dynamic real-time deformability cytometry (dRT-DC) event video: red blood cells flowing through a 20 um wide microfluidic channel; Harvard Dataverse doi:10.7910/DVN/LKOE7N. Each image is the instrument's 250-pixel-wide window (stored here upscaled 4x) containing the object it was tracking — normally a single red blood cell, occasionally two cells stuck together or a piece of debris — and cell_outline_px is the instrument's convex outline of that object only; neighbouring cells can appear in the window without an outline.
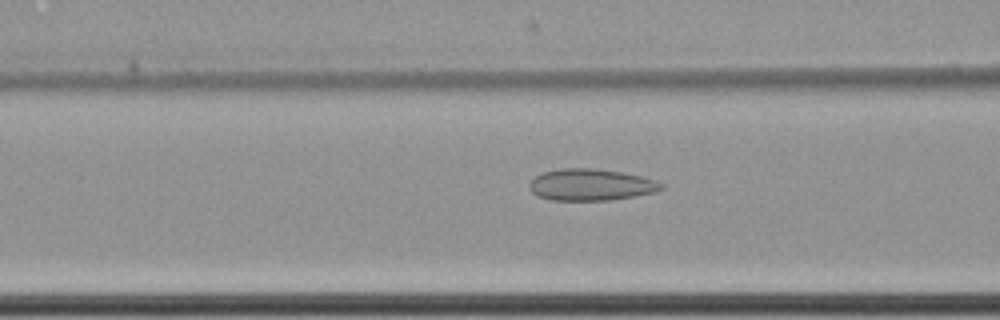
{"species": "common noctule bat (a hibernating species)", "species_latin": "Nyctalus noctula", "temperature_condition": "cold", "stored_images_in_passage": 49, "camera_frame_rate_fps": 3000, "um_per_image_px": 0.085, "animal": {"sex": "female", "body_mass_g": 22.7, "forearm_length_mm": 54.2}, "frame": {"image": 1, "passage_image": 26, "time_ms": 8.333, "image_size_px": [1000, 320], "cell_outline_px": [[664, 188], [656, 192], [612, 200], [552, 200], [536, 196], [528, 188], [528, 184], [536, 176], [544, 172], [560, 168], [592, 168], [620, 172], [640, 176], [656, 180], [664, 184]], "centroid_in_image_um": [50.22, 15.71], "position_along_channel_um": 116.4, "area_um2": 24.39}}
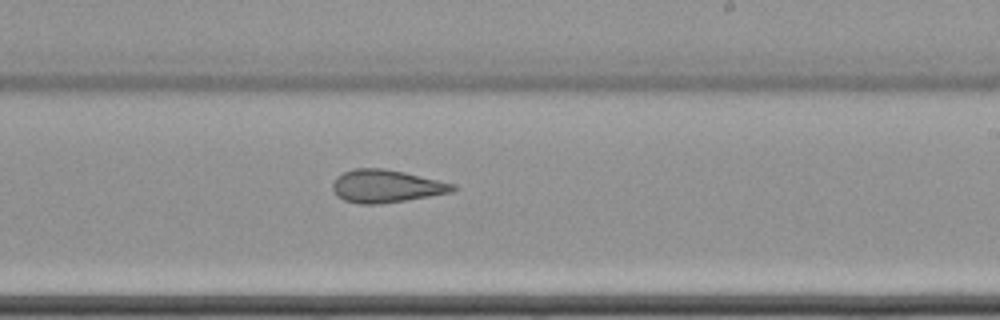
{"frame": {"image": 2, "passage_image": 38, "time_ms": 12.333, "image_size_px": [1000, 320], "cell_outline_px": [[456, 188], [452, 192], [404, 200], [376, 204], [360, 204], [344, 200], [336, 196], [332, 192], [332, 184], [336, 176], [352, 168], [384, 168], [404, 172], [456, 184]], "centroid_in_image_um": [32.77, 15.81], "position_along_channel_um": 256.2, "area_um2": 22.95}}
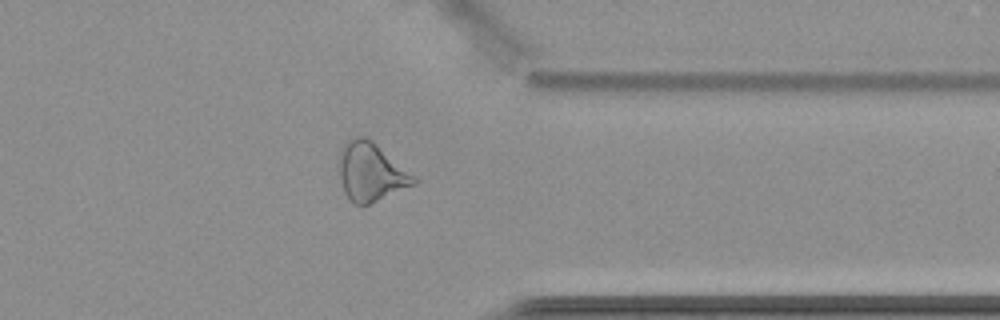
{"frame": {"image": 3, "passage_image": 49, "time_ms": 16.0, "image_size_px": [1000, 320], "cell_outline_px": [[420, 180], [416, 184], [368, 204], [352, 204], [344, 192], [340, 180], [340, 152], [344, 144], [348, 140], [360, 136], [364, 136], [372, 140]], "centroid_in_image_um": [31.54, 14.62], "position_along_channel_um": 379.9, "area_um2": 25.2}, "authors_computed_cell_mechanics": {"area_um2": 25.143, "velocity_mm_per_s": 3.492, "shape_relaxation_time_tau1_ms": null, "shape_relaxation_time_tau2_ms": 3.1833, "deformation_change_tau1": null, "deformation_change_tau2": 0.1051}}